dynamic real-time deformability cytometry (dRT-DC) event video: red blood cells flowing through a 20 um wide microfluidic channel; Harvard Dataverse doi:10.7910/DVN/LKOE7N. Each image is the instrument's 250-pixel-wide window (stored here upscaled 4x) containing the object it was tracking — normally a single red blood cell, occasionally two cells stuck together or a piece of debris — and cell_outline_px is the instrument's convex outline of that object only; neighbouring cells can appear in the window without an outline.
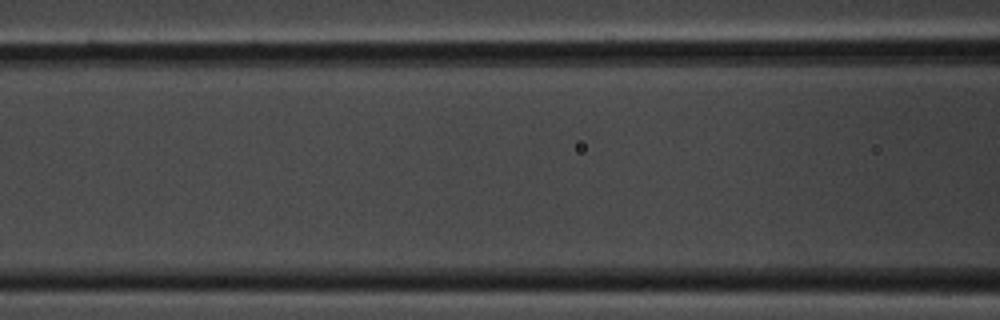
{"species": "common noctule bat (a hibernating species)", "species_latin": "Nyctalus noctula", "temperature_condition": "room temperature", "stored_images_in_passage": 4, "camera_frame_rate_fps": 3000, "um_per_image_px": 0.085, "animal": {"sex": "male", "body_mass_g": 20.1, "forearm_length_mm": 53.5}, "frame": {"image": 1, "passage_image": 4, "time_ms": 1.0, "image_size_px": [1000, 320], "cell_outline_px": [[816, 240], [800, 244], [728, 240], [704, 236], [696, 232], [704, 228], [780, 228], [804, 232], [816, 236]], "centroid_in_image_um": [64.53, 19.98], "position_along_channel_um": 102.1, "area_um2": 10.0}}